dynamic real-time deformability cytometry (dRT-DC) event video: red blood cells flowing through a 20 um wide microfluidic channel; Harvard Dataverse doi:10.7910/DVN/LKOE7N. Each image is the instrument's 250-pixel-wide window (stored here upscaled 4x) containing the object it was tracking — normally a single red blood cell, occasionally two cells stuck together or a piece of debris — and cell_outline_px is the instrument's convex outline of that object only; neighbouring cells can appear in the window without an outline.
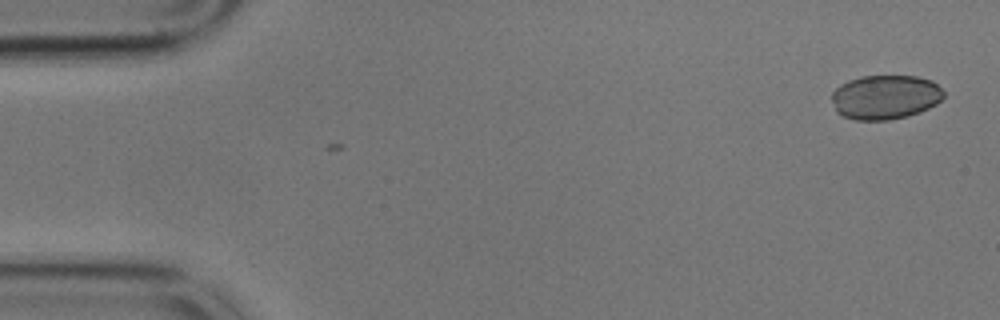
{"species": "common noctule bat (a hibernating species)", "species_latin": "Nyctalus noctula", "temperature_condition": "cold", "stored_images_in_passage": 2, "camera_frame_rate_fps": 3000, "um_per_image_px": 0.085, "animal": {"sex": "male", "body_mass_g": 17.9}, "frame": {"image": 1, "passage_image": 2, "time_ms": 0.333, "image_size_px": [1000, 320], "cell_outline_px": [[944, 96], [936, 104], [920, 112], [908, 116], [888, 120], [856, 120], [844, 116], [836, 112], [832, 100], [832, 92], [840, 84], [848, 80], [860, 76], [916, 76], [932, 80], [944, 92]], "centroid_in_image_um": [75.23, 8.25], "position_along_channel_um": 9.8, "area_um2": 29.02}}